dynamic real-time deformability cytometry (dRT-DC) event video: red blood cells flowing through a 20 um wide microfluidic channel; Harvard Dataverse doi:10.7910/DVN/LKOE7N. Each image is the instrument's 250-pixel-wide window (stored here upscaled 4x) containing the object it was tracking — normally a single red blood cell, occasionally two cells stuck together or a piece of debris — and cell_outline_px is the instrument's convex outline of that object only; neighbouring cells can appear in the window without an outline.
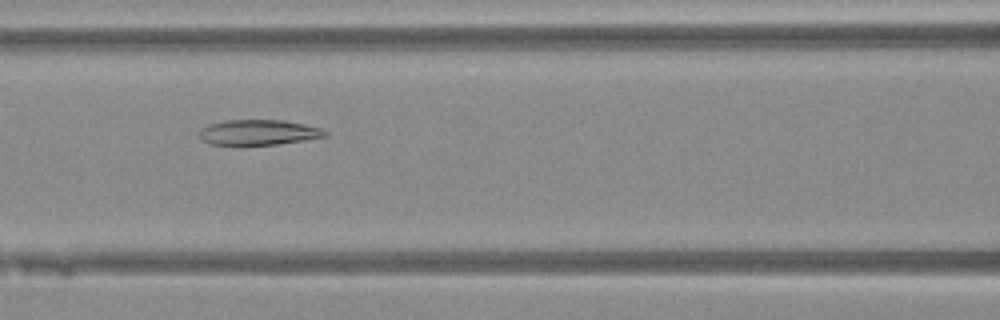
{"species": "Egyptian fruit bat (a non-hibernating species)", "species_latin": "Rousettus aegyptiacus", "temperature_condition": "warm", "stored_images_in_passage": 49, "camera_frame_rate_fps": 3000, "um_per_image_px": 0.085, "animal": {"sex": "female"}, "frame": {"image": 1, "passage_image": 22, "time_ms": 7.0, "image_size_px": [1000, 320], "cell_outline_px": [[328, 136], [304, 140], [276, 144], [208, 144], [196, 132], [200, 128], [208, 124], [224, 120], [284, 120], [304, 124], [320, 128], [328, 132]], "centroid_in_image_um": [21.95, 11.23], "position_along_channel_um": 144.7, "area_um2": 18.5}}
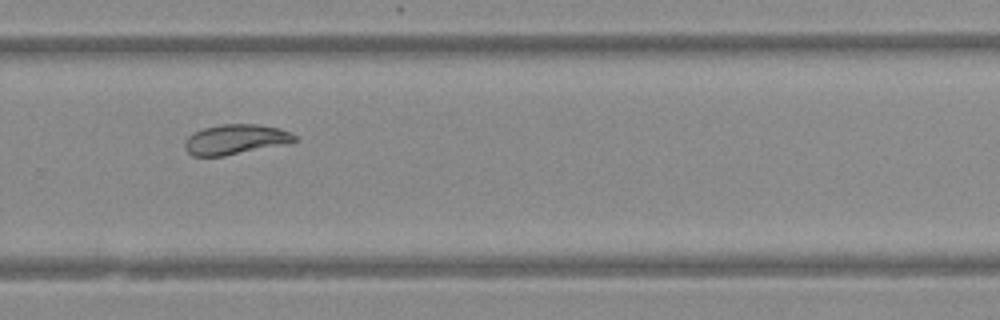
{"frame": {"image": 2, "passage_image": 34, "time_ms": 11.0, "image_size_px": [1000, 320], "cell_outline_px": [[296, 140], [292, 144], [224, 156], [192, 156], [184, 148], [184, 144], [188, 136], [192, 132], [204, 128], [220, 124], [256, 124], [280, 128], [296, 136]], "centroid_in_image_um": [20.03, 11.86], "position_along_channel_um": 309.8, "area_um2": 19.54}}
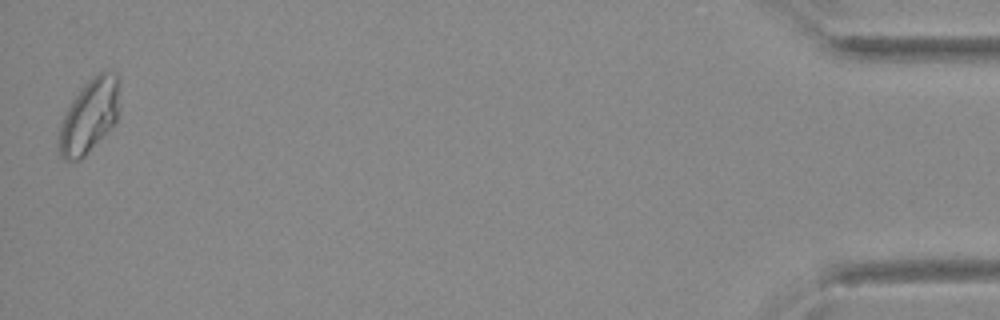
{"frame": {"image": 3, "passage_image": 49, "time_ms": 16.0, "image_size_px": [1000, 320], "cell_outline_px": [[120, 84], [116, 124], [80, 160], [64, 160], [60, 156], [56, 144], [60, 124], [72, 100], [84, 84], [92, 76], [104, 68], [116, 72], [120, 80]], "centroid_in_image_um": [7.6, 9.83], "position_along_channel_um": 427.6, "area_um2": 26.65}}